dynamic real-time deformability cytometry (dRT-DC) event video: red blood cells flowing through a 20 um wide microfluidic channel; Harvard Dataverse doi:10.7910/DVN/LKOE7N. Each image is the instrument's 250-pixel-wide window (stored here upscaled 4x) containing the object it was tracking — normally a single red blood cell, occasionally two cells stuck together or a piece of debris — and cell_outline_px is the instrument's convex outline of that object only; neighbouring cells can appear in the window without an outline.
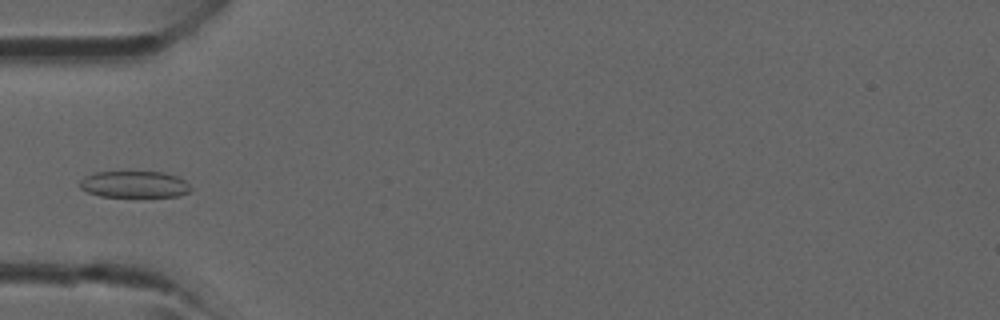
{"species": "common noctule bat (a hibernating species)", "species_latin": "Nyctalus noctula", "temperature_condition": "room temperature", "stored_images_in_passage": 4, "camera_frame_rate_fps": 3000, "um_per_image_px": 0.085, "animal": {"sex": "male", "forearm_length_mm": 52.5}, "frame": {"image": 1, "passage_image": 4, "time_ms": 3.333, "image_size_px": [1000, 320], "cell_outline_px": [[192, 188], [188, 192], [180, 196], [100, 196], [88, 192], [80, 188], [80, 180], [84, 176], [92, 172], [164, 172], [176, 176], [184, 180]], "centroid_in_image_um": [11.4, 15.66], "position_along_channel_um": 73.6, "area_um2": 17.11}}